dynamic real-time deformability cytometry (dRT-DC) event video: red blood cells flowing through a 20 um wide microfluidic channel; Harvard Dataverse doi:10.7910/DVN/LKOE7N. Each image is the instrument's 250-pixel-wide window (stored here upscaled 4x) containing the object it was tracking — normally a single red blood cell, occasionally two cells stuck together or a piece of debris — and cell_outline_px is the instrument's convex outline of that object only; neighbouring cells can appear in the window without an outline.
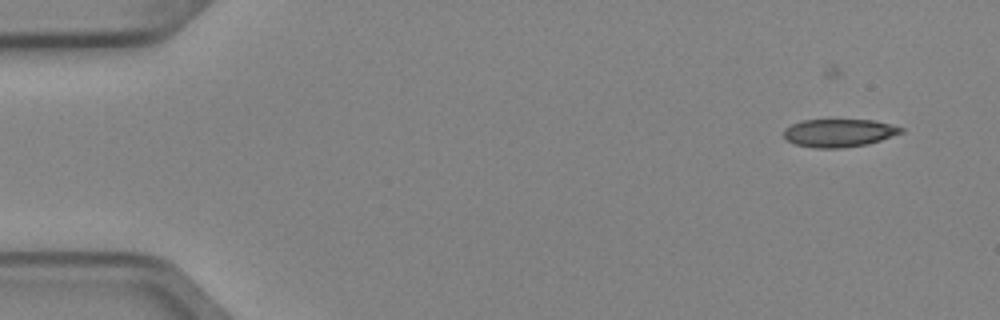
{"species": "Egyptian fruit bat (a non-hibernating species)", "species_latin": "Rousettus aegyptiacus", "temperature_condition": "cold", "stored_images_in_passage": 5, "camera_frame_rate_fps": 3000, "um_per_image_px": 0.085, "animal": {"sex": "female"}, "frame": {"image": 1, "passage_image": 2, "time_ms": 0.333, "image_size_px": [1000, 320], "cell_outline_px": [[904, 132], [868, 144], [840, 148], [816, 148], [796, 144], [788, 140], [784, 136], [784, 128], [792, 124], [804, 120], [872, 120], [904, 128]], "centroid_in_image_um": [71.31, 11.3], "position_along_channel_um": 13.7, "area_um2": 18.9}}